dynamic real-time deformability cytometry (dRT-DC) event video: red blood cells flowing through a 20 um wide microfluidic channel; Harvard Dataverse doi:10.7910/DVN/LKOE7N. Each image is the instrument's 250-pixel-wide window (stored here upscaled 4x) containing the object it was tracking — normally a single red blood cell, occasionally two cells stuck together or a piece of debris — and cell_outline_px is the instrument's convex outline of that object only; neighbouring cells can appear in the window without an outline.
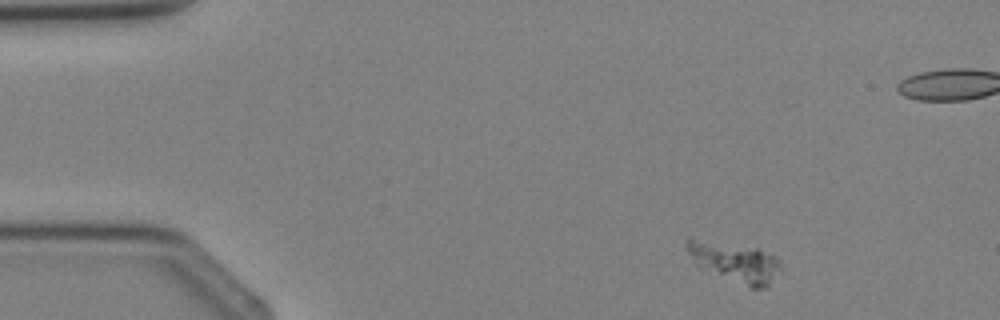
{"species": "Egyptian fruit bat (a non-hibernating species)", "species_latin": "Rousettus aegyptiacus", "temperature_condition": "cold", "stored_images_in_passage": 4, "camera_frame_rate_fps": 3000, "um_per_image_px": 0.085, "animal": {"sex": "female"}, "frame": {"image": 1, "passage_image": 1, "time_ms": 0.0, "image_size_px": [1000, 320], "cell_outline_px": [[784, 268], [764, 288], [752, 288], [700, 268], [696, 264], [688, 252], [684, 244], [684, 240], [688, 236], [756, 248], [776, 256]], "centroid_in_image_um": [62.43, 22.24], "position_along_channel_um": 22.6, "area_um2": 22.02}}